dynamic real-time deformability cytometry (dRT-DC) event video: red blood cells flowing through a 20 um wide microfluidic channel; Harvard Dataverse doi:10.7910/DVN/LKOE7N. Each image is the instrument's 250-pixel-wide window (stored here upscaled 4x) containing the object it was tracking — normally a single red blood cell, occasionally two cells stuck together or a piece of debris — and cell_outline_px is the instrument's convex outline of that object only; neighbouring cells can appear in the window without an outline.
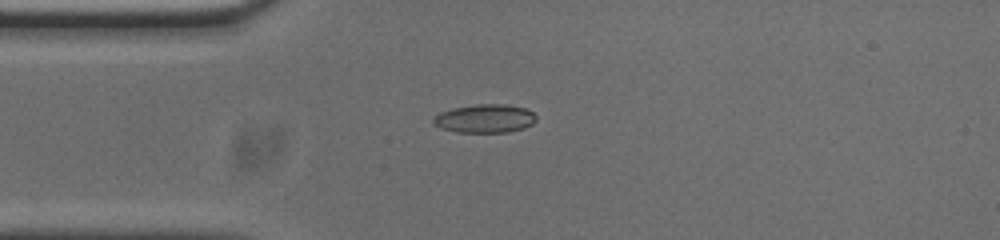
{"species": "common noctule bat (a hibernating species)", "species_latin": "Nyctalus noctula", "temperature_condition": "cold", "stored_images_in_passage": 41, "camera_frame_rate_fps": 3000, "um_per_image_px": 0.085, "animal": {"sex": "male", "body_mass_g": 20.0, "forearm_length_mm": 53.3}, "frame": {"image": 1, "passage_image": 1, "time_ms": 0.0, "image_size_px": [1000, 240], "cell_outline_px": [[536, 120], [532, 124], [524, 128], [508, 132], [456, 132], [440, 128], [432, 124], [432, 120], [440, 112], [452, 108], [476, 104], [504, 104], [524, 108], [532, 112], [536, 116]], "centroid_in_image_um": [41.19, 10.08], "position_along_channel_um": 43.8, "area_um2": 17.11}}
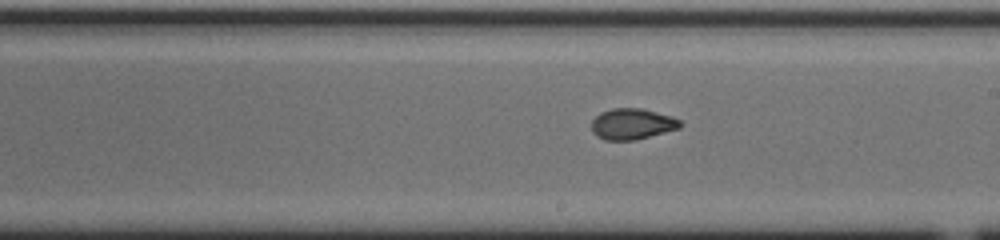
{"frame": {"image": 2, "passage_image": 17, "time_ms": 5.333, "image_size_px": [1000, 240], "cell_outline_px": [[684, 124], [680, 128], [636, 140], [604, 140], [596, 136], [592, 132], [592, 120], [600, 112], [612, 108], [640, 108], [672, 116], [680, 120]], "centroid_in_image_um": [53.74, 10.54], "position_along_channel_um": 235.3, "area_um2": 16.13}}
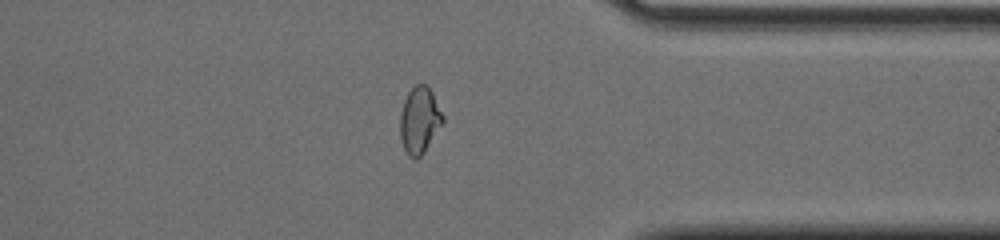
{"frame": {"image": 3, "passage_image": 29, "time_ms": 9.333, "image_size_px": [1000, 240], "cell_outline_px": [[444, 120], [424, 152], [416, 160], [408, 156], [400, 140], [400, 112], [404, 100], [408, 92], [416, 84], [424, 84], [432, 92], [444, 116]], "centroid_in_image_um": [35.64, 10.23], "position_along_channel_um": 375.8, "area_um2": 16.47}, "authors_computed_cell_mechanics": {"area_um2": 16.3574, "velocity_mm_per_s": 3.7942, "shape_relaxation_time_tau1_ms": 5.2481, "shape_relaxation_time_tau2_ms": 1.3991, "deformation_change_tau1": 0.1627, "deformation_change_tau2": 0.0605}}